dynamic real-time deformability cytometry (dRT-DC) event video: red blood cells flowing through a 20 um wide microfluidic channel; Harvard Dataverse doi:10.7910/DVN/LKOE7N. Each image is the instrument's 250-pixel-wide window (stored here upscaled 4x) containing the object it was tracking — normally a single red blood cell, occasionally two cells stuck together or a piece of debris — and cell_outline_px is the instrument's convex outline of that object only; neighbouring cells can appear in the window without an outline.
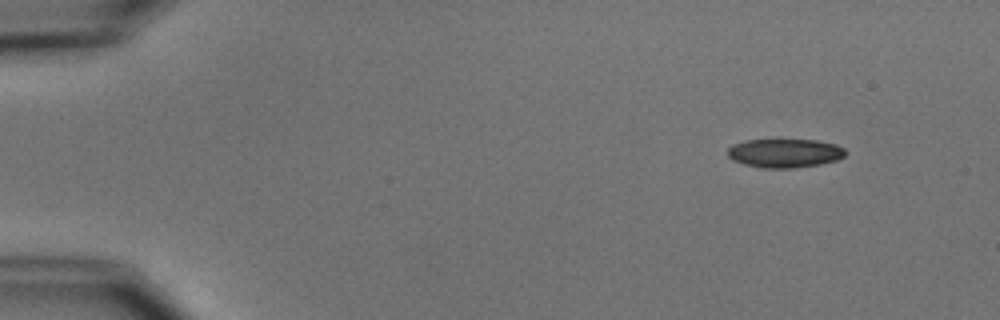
{"species": "common noctule bat (a hibernating species)", "species_latin": "Nyctalus noctula", "temperature_condition": "cold", "stored_images_in_passage": 4, "camera_frame_rate_fps": 3000, "um_per_image_px": 0.085, "animal": {"sex": "male", "body_mass_g": 15.6}, "frame": {"image": 1, "passage_image": 1, "time_ms": 0.0, "image_size_px": [1000, 320], "cell_outline_px": [[848, 152], [844, 156], [836, 160], [820, 164], [792, 168], [760, 168], [744, 164], [732, 160], [728, 156], [728, 148], [732, 144], [744, 140], [816, 140], [836, 144], [844, 148]], "centroid_in_image_um": [66.69, 13.01], "position_along_channel_um": 18.3, "area_um2": 19.88}}
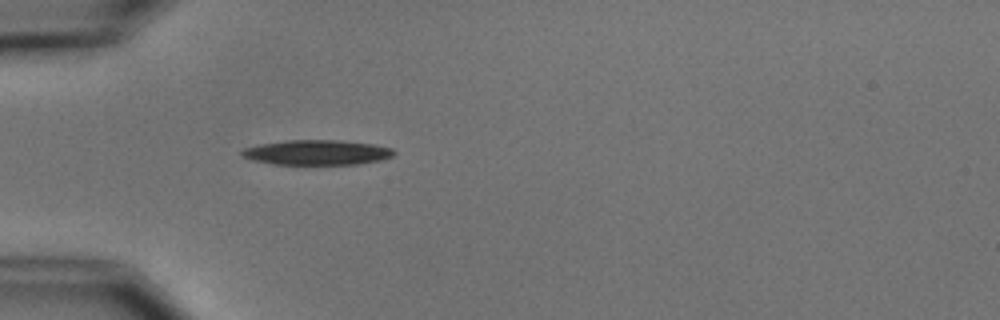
{"frame": {"image": 2, "passage_image": 4, "time_ms": 3.667, "image_size_px": [1000, 320], "cell_outline_px": [[396, 152], [392, 156], [380, 160], [356, 164], [272, 164], [252, 160], [240, 156], [240, 152], [244, 148], [260, 144], [288, 140], [340, 140], [372, 144], [392, 148]], "centroid_in_image_um": [26.91, 12.96], "position_along_channel_um": 58.1, "area_um2": 22.08}}